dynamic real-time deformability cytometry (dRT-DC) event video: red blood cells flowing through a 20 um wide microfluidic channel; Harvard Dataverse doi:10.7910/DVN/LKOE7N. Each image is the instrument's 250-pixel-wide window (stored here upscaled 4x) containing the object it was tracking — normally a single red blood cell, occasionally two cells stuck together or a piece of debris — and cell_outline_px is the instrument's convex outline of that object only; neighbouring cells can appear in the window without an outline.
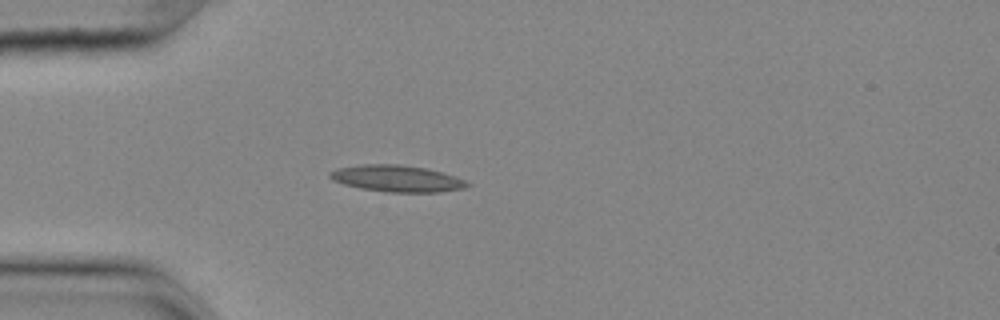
{"species": "common noctule bat (a hibernating species)", "species_latin": "Nyctalus noctula", "temperature_condition": "cold", "stored_images_in_passage": 41, "camera_frame_rate_fps": 3000, "um_per_image_px": 0.085, "animal": {"sex": "female", "body_mass_g": 25.1}, "frame": {"image": 1, "passage_image": 1, "time_ms": 0.0, "image_size_px": [1000, 320], "cell_outline_px": [[472, 184], [464, 188], [440, 192], [388, 192], [360, 188], [344, 184], [332, 180], [328, 176], [328, 172], [336, 168], [360, 164], [400, 164], [428, 168], [444, 172], [456, 176]], "centroid_in_image_um": [33.73, 15.16], "position_along_channel_um": 51.3, "area_um2": 21.56}}
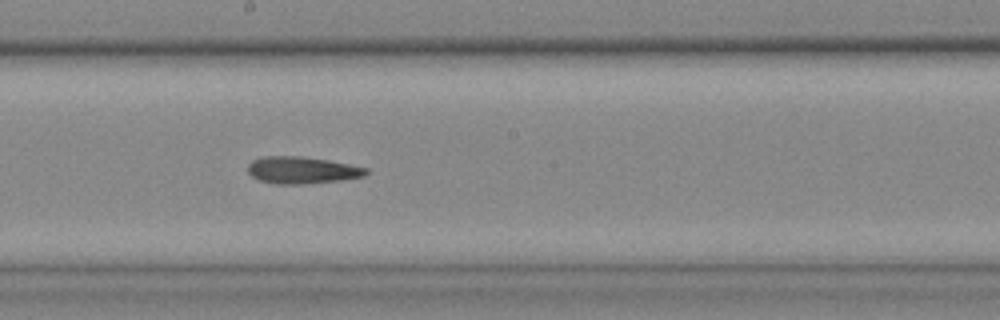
{"frame": {"image": 2, "passage_image": 16, "time_ms": 5.0, "image_size_px": [1000, 320], "cell_outline_px": [[368, 172], [364, 176], [340, 180], [304, 184], [276, 184], [260, 180], [252, 176], [248, 172], [248, 164], [252, 160], [260, 156], [300, 156], [328, 160], [368, 168]], "centroid_in_image_um": [25.64, 14.45], "position_along_channel_um": 222.6, "area_um2": 18.55}}
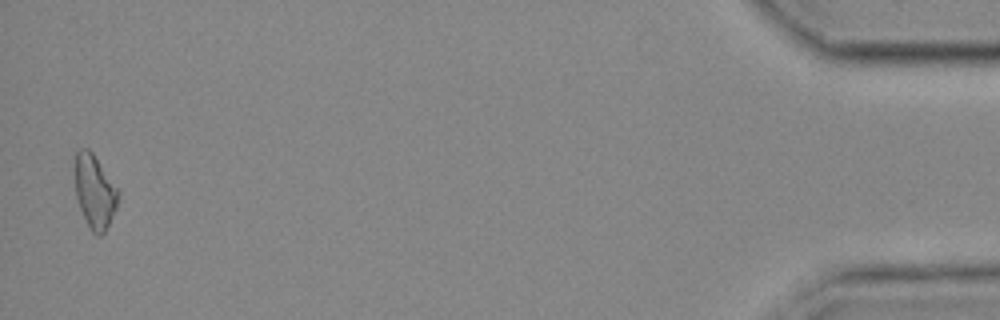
{"frame": {"image": 3, "passage_image": 40, "time_ms": 13.0, "image_size_px": [1000, 320], "cell_outline_px": [[120, 196], [116, 208], [104, 232], [100, 236], [96, 236], [92, 232], [80, 208], [76, 196], [72, 168], [76, 152], [80, 148], [88, 148], [92, 152], [120, 192]], "centroid_in_image_um": [8.01, 16.23], "position_along_channel_um": 427.2, "area_um2": 18.79}, "authors_computed_cell_mechanics": {"area_um2": 18.496, "velocity_mm_per_s": 3.6512, "shape_relaxation_time_tau1_ms": null, "shape_relaxation_time_tau2_ms": 7.2327, "deformation_change_tau1": null, "deformation_change_tau2": 0.1743}}